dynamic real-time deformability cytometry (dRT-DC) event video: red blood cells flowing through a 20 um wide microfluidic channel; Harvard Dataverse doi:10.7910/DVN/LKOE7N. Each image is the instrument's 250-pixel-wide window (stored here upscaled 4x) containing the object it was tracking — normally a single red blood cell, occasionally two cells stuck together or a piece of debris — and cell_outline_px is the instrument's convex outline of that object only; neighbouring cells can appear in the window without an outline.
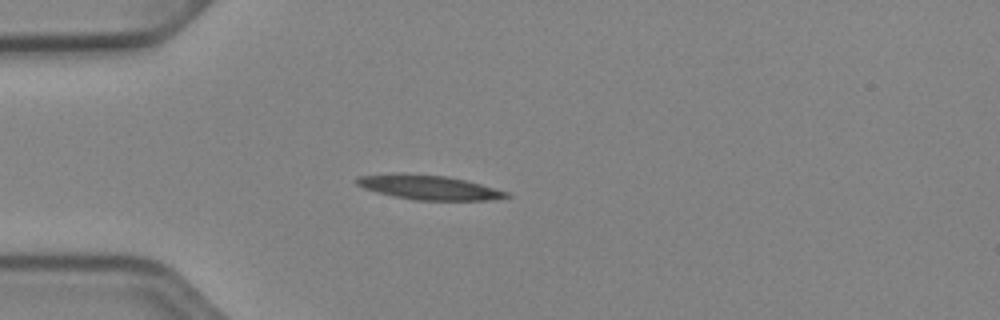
{"species": "Egyptian fruit bat (a non-hibernating species)", "species_latin": "Rousettus aegyptiacus", "temperature_condition": "cold", "stored_images_in_passage": 39, "camera_frame_rate_fps": 3000, "um_per_image_px": 0.085, "animal": {"sex": "female"}, "frame": {"image": 1, "passage_image": 1, "time_ms": 0.0, "image_size_px": [1000, 320], "cell_outline_px": [[512, 196], [488, 200], [416, 200], [396, 196], [364, 188], [356, 184], [356, 176], [392, 172], [404, 172], [448, 176], [480, 184], [508, 192]], "centroid_in_image_um": [36.4, 15.9], "position_along_channel_um": 48.6, "area_um2": 21.39}}
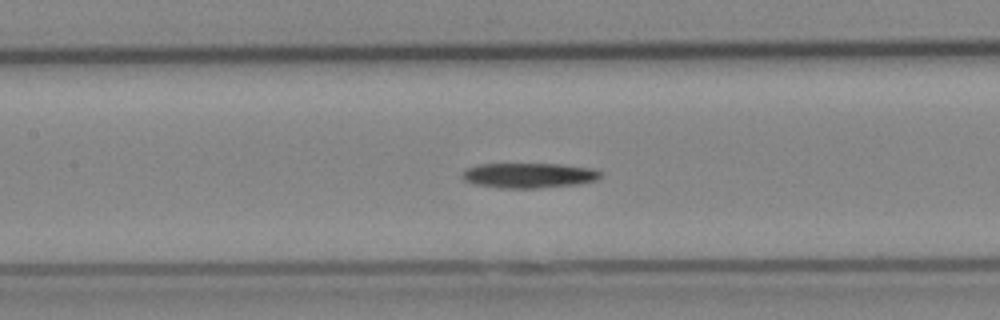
{"frame": {"image": 2, "passage_image": 11, "time_ms": 3.333, "image_size_px": [1000, 320], "cell_outline_px": [[604, 176], [596, 180], [580, 184], [536, 188], [500, 188], [476, 184], [464, 180], [460, 176], [468, 168], [480, 164], [560, 164], [592, 168], [604, 172]], "centroid_in_image_um": [45.03, 14.91], "position_along_channel_um": 162.4, "area_um2": 20.29}}
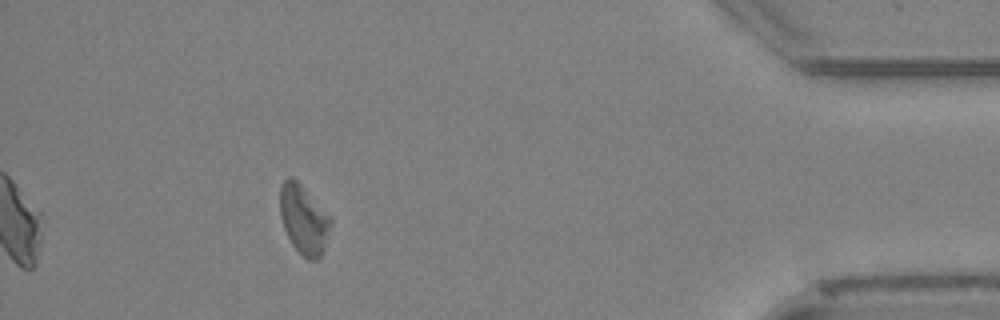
{"frame": {"image": 3, "passage_image": 34, "time_ms": 11.0, "image_size_px": [1000, 320], "cell_outline_px": [[332, 224], [324, 248], [320, 256], [316, 260], [308, 260], [292, 244], [284, 228], [280, 216], [280, 184], [288, 176], [292, 176], [300, 184], [332, 220]], "centroid_in_image_um": [25.79, 18.65], "position_along_channel_um": 409.4, "area_um2": 20.0}}